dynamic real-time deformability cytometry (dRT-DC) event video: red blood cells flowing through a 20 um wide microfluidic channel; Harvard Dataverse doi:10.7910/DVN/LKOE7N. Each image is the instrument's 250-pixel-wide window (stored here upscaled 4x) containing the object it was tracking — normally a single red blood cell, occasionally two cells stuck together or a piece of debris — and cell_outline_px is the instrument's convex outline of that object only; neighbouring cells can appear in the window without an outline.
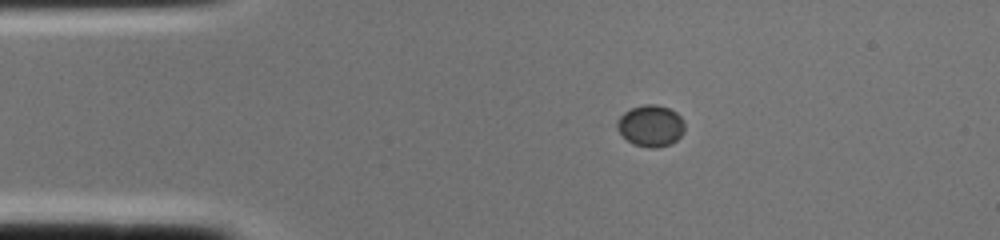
{"species": "common noctule bat (a hibernating species)", "species_latin": "Nyctalus noctula", "temperature_condition": "cold", "stored_images_in_passage": 1, "camera_frame_rate_fps": 3000, "um_per_image_px": 0.085, "animal": {"sex": "female", "body_mass_g": 22.0, "forearm_length_mm": 56.7}, "frame": {"image": 1, "passage_image": 1, "time_ms": 0.0, "image_size_px": [1000, 240], "cell_outline_px": [[684, 132], [672, 144], [656, 148], [648, 148], [632, 144], [616, 128], [616, 124], [620, 116], [624, 112], [632, 108], [644, 104], [656, 104], [668, 108], [676, 112], [684, 120]], "centroid_in_image_um": [55.32, 10.7], "position_along_channel_um": 29.7, "area_um2": 16.42}}